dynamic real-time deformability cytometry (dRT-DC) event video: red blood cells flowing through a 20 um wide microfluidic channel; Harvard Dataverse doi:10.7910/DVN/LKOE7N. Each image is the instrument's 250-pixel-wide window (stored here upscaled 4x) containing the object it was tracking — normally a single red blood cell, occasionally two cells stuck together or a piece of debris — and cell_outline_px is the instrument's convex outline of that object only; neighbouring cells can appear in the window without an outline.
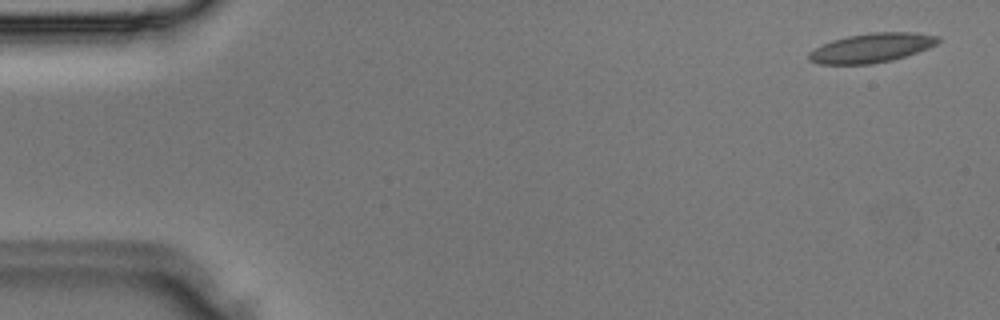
{"species": "Egyptian fruit bat (a non-hibernating species)", "species_latin": "Rousettus aegyptiacus", "temperature_condition": "room temperature", "stored_images_in_passage": 3, "camera_frame_rate_fps": 3000, "um_per_image_px": 0.085, "animal": {"sex": "male"}, "frame": {"image": 1, "passage_image": 1, "time_ms": 0.0, "image_size_px": [1000, 320], "cell_outline_px": [[940, 40], [936, 44], [928, 48], [892, 60], [868, 64], [816, 64], [808, 60], [808, 52], [832, 40], [848, 36], [872, 32], [916, 32], [940, 36]], "centroid_in_image_um": [74.08, 4.06], "position_along_channel_um": 10.9, "area_um2": 21.96}}